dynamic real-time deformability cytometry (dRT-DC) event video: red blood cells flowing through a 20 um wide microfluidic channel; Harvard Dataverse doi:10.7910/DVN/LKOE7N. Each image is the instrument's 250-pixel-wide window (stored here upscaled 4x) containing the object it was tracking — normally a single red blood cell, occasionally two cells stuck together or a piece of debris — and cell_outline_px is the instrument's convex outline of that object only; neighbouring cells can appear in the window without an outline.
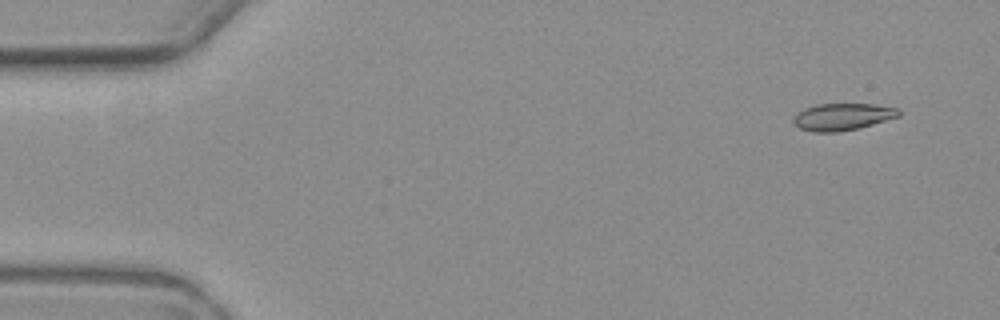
{"species": "common noctule bat (a hibernating species)", "species_latin": "Nyctalus noctula", "temperature_condition": "warm", "stored_images_in_passage": 4, "camera_frame_rate_fps": 3000, "um_per_image_px": 0.085, "animal": {"sex": "female", "body_mass_g": 19.3, "forearm_length_mm": 54.1}, "frame": {"image": 1, "passage_image": 1, "time_ms": 0.0, "image_size_px": [1000, 320], "cell_outline_px": [[900, 116], [872, 124], [856, 128], [836, 132], [812, 132], [800, 128], [792, 120], [804, 108], [816, 104], [872, 104], [900, 108]], "centroid_in_image_um": [71.63, 9.91], "position_along_channel_um": 13.4, "area_um2": 16.36}}